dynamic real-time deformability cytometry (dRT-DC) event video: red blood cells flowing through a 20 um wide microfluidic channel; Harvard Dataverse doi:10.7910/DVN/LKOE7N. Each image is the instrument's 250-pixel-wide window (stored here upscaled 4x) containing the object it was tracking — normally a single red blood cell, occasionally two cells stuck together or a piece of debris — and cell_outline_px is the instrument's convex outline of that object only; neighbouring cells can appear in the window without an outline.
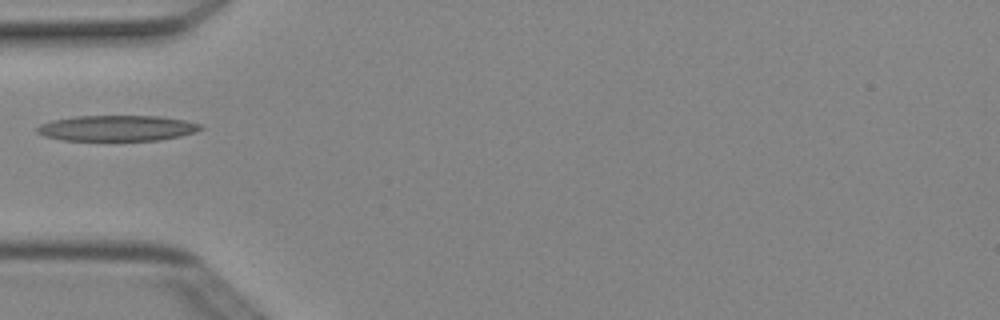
{"species": "Egyptian fruit bat (a non-hibernating species)", "species_latin": "Rousettus aegyptiacus", "temperature_condition": "cold", "stored_images_in_passage": 1, "camera_frame_rate_fps": 3000, "um_per_image_px": 0.085, "animal": {"sex": "female"}, "frame": {"image": 1, "passage_image": 1, "time_ms": 0.0, "image_size_px": [1000, 320], "cell_outline_px": [[204, 128], [196, 132], [180, 136], [160, 140], [60, 140], [44, 136], [36, 132], [36, 128], [40, 124], [52, 120], [76, 116], [160, 116], [184, 120], [200, 124]], "centroid_in_image_um": [9.94, 10.89], "position_along_channel_um": 75.1, "area_um2": 24.51}}